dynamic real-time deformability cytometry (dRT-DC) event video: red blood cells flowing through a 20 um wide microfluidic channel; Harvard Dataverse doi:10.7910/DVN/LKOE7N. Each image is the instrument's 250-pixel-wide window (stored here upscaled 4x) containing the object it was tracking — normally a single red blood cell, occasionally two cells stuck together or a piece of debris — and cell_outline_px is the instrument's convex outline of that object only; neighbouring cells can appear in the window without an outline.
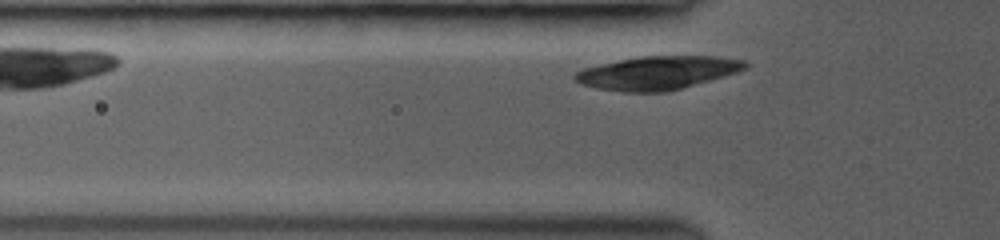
{"species": "common noctule bat (a hibernating species)", "species_latin": "Nyctalus noctula", "temperature_condition": "room temperature", "stored_images_in_passage": 3, "camera_frame_rate_fps": 3000, "um_per_image_px": 0.085, "animal": {"sex": "female", "body_mass_g": 19.0, "forearm_length_mm": 53.3}, "frame": {"image": 1, "passage_image": 3, "time_ms": 1.667, "image_size_px": [1000, 240], "cell_outline_px": [[748, 68], [724, 76], [680, 88], [664, 92], [624, 92], [596, 88], [580, 84], [572, 76], [576, 72], [584, 68], [600, 64], [640, 56], [716, 56], [744, 60], [748, 64]], "centroid_in_image_um": [55.87, 6.19], "position_along_channel_um": 69.9, "area_um2": 32.89}}